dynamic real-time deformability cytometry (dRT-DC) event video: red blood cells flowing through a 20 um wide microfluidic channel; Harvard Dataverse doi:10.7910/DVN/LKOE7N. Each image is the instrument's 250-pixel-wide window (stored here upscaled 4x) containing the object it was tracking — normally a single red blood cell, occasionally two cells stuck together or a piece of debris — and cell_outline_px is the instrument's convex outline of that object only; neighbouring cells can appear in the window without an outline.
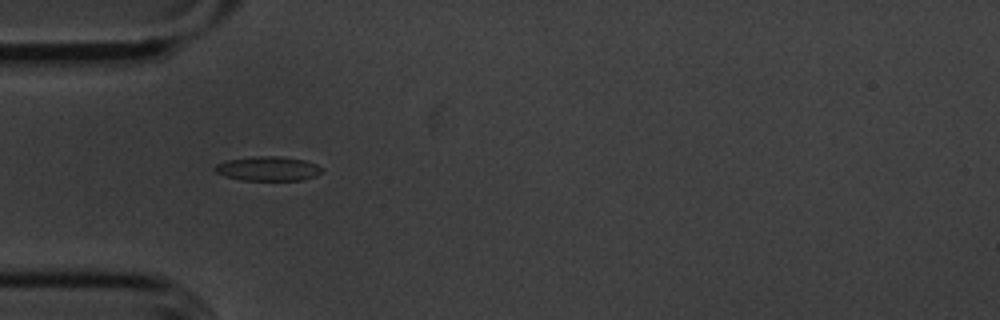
{"species": "common noctule bat (a hibernating species)", "species_latin": "Nyctalus noctula", "temperature_condition": "cold", "stored_images_in_passage": 50, "camera_frame_rate_fps": 3000, "um_per_image_px": 0.085, "animal": {"sex": "male", "body_mass_g": 20.1, "forearm_length_mm": 53.5}, "frame": {"image": 1, "passage_image": 11, "time_ms": 3.333, "image_size_px": [1000, 320], "cell_outline_px": [[324, 172], [316, 176], [300, 180], [240, 180], [224, 176], [216, 172], [212, 168], [216, 164], [228, 160], [252, 156], [280, 156], [304, 160], [316, 164], [324, 168]], "centroid_in_image_um": [22.79, 14.33], "position_along_channel_um": 62.2, "area_um2": 15.37}}
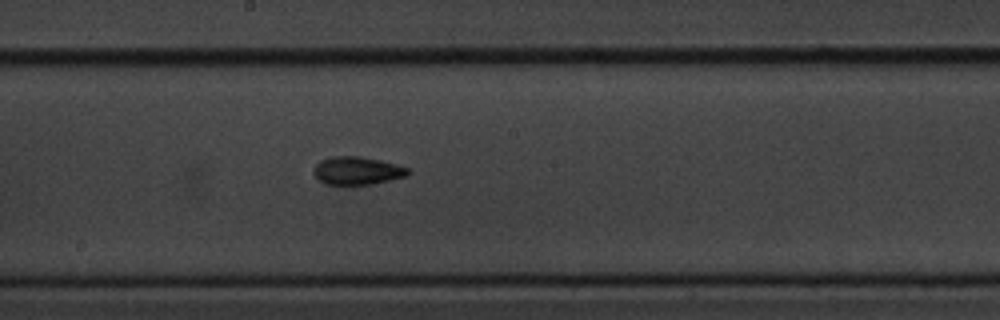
{"frame": {"image": 2, "passage_image": 24, "time_ms": 7.667, "image_size_px": [1000, 320], "cell_outline_px": [[412, 172], [408, 176], [368, 184], [324, 184], [312, 172], [312, 168], [320, 160], [332, 156], [360, 156], [380, 160], [396, 164], [408, 168]], "centroid_in_image_um": [30.35, 14.49], "position_along_channel_um": 217.9, "area_um2": 15.37}}
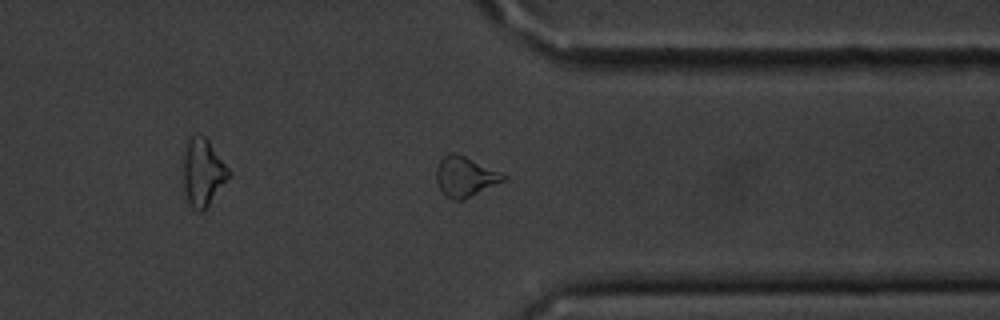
{"frame": {"image": 3, "passage_image": 37, "time_ms": 12.0, "image_size_px": [1000, 320], "cell_outline_px": [[508, 180], [464, 200], [456, 200], [448, 196], [440, 188], [436, 180], [436, 168], [440, 160], [448, 152], [456, 152], [508, 176]], "centroid_in_image_um": [39.57, 15.01], "position_along_channel_um": 371.8, "area_um2": 15.66}, "authors_computed_cell_mechanics": {"area_um2": 15.2592, "velocity_mm_per_s": 3.6145, "shape_relaxation_time_tau1_ms": 6.3141, "shape_relaxation_time_tau2_ms": 4.1106, "deformation_change_tau1": 0.1131, "deformation_change_tau2": 0.1221}}